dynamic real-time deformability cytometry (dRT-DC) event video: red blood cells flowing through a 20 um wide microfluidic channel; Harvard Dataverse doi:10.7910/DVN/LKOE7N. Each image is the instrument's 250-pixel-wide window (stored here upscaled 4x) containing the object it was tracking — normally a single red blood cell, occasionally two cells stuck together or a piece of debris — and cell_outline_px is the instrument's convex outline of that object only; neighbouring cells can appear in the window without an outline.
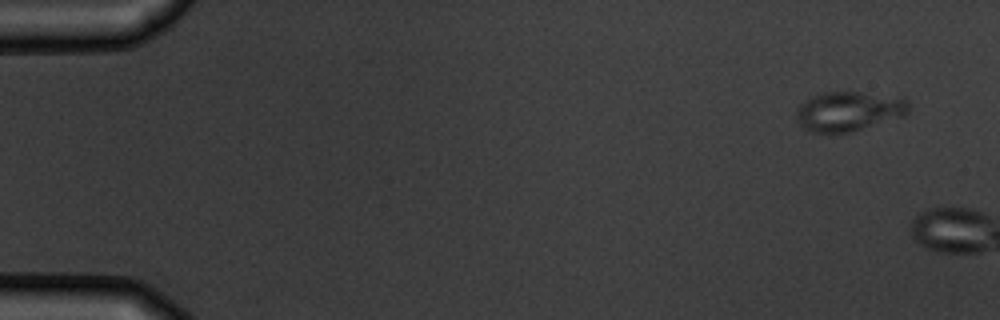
{"species": "common noctule bat (a hibernating species)", "species_latin": "Nyctalus noctula", "temperature_condition": "warm", "stored_images_in_passage": 2, "camera_frame_rate_fps": 3000, "um_per_image_px": 0.085, "animal": {"sex": "male", "body_mass_g": 19.5, "forearm_length_mm": 54.6}, "frame": {"image": 1, "passage_image": 1, "time_ms": 0.0, "image_size_px": [1000, 320], "cell_outline_px": [[912, 108], [904, 116], [848, 132], [812, 132], [804, 128], [800, 124], [796, 116], [796, 108], [804, 100], [812, 96], [824, 92], [860, 92], [904, 96], [908, 100]], "centroid_in_image_um": [72.2, 9.42], "position_along_channel_um": 12.8, "area_um2": 26.13}}